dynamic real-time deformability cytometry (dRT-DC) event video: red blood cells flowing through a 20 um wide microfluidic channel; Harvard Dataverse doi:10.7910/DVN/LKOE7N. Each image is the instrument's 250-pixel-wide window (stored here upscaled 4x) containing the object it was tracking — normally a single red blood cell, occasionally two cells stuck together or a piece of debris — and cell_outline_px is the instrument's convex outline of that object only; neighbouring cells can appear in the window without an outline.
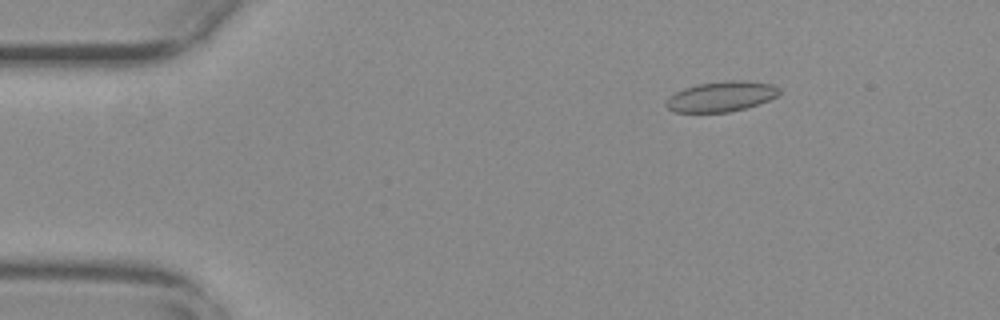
{"species": "common noctule bat (a hibernating species)", "species_latin": "Nyctalus noctula", "temperature_condition": "warm", "stored_images_in_passage": 52, "camera_frame_rate_fps": 3000, "um_per_image_px": 0.085, "animal": {"sex": "female", "body_mass_g": 29.2, "forearm_length_mm": 56.3}, "frame": {"image": 1, "passage_image": 6, "time_ms": 1.667, "image_size_px": [1000, 320], "cell_outline_px": [[780, 92], [776, 96], [760, 104], [728, 112], [676, 112], [668, 108], [664, 104], [668, 96], [684, 88], [696, 84], [724, 80], [744, 80], [772, 84], [780, 88]], "centroid_in_image_um": [61.29, 8.19], "position_along_channel_um": 23.7, "area_um2": 20.06}}
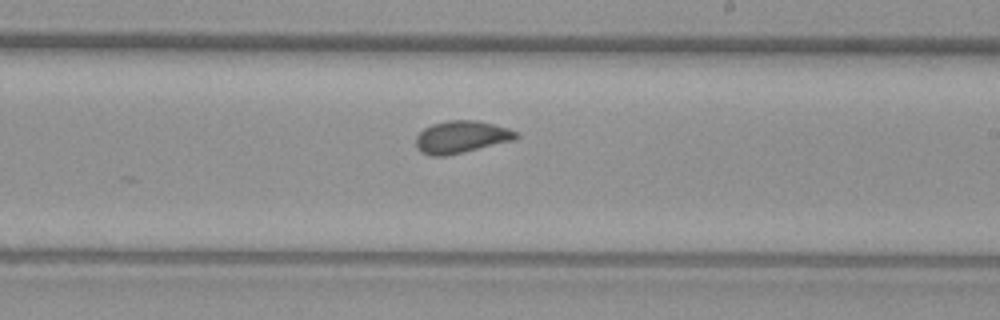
{"frame": {"image": 2, "passage_image": 30, "time_ms": 9.667, "image_size_px": [1000, 320], "cell_outline_px": [[520, 136], [512, 140], [448, 156], [428, 156], [420, 152], [416, 148], [416, 136], [424, 128], [432, 124], [448, 120], [476, 120], [508, 128], [516, 132]], "centroid_in_image_um": [39.16, 11.65], "position_along_channel_um": 249.8, "area_um2": 18.84}}
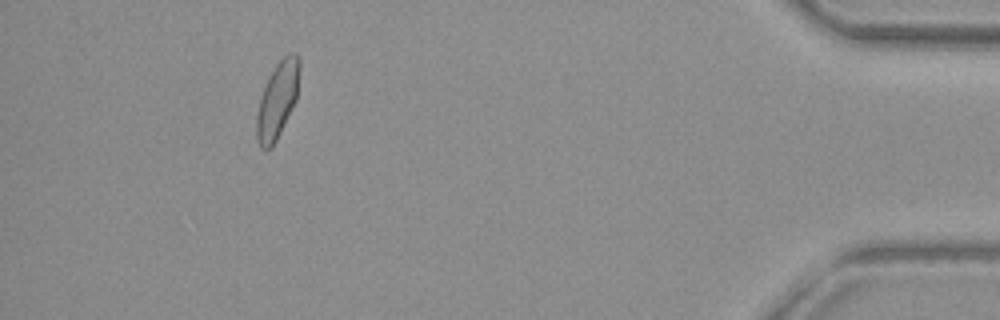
{"frame": {"image": 3, "passage_image": 48, "time_ms": 15.667, "image_size_px": [1000, 320], "cell_outline_px": [[300, 68], [296, 100], [272, 148], [260, 148], [256, 140], [256, 116], [260, 96], [268, 76], [276, 64], [288, 52], [296, 52], [300, 56]], "centroid_in_image_um": [23.58, 8.46], "position_along_channel_um": 411.6, "area_um2": 19.25}, "authors_computed_cell_mechanics": {"area_um2": 18.9006, "velocity_mm_per_s": 3.7751, "shape_relaxation_time_tau1_ms": null, "shape_relaxation_time_tau2_ms": 1.1488, "deformation_change_tau1": null, "deformation_change_tau2": 0.0645}}